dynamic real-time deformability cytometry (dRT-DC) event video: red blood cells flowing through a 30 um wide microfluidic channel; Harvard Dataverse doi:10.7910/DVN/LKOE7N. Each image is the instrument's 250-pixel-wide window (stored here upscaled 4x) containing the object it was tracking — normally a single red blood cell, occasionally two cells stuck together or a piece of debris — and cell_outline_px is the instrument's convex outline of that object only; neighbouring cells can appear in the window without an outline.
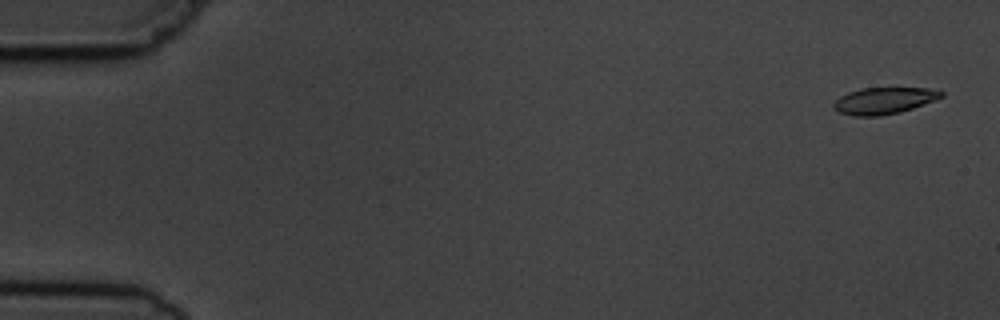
{"species": "common noctule bat (a hibernating species)", "species_latin": "Nyctalus noctula", "temperature_condition": "cold", "stored_images_in_passage": 6, "segment_of_instrument_passage": [1, 2], "camera_frame_rate_fps": 3000, "um_per_image_px": 0.085, "animal": {"sex": "male", "body_mass_g": 19.5, "forearm_length_mm": 54.6}, "frame": {"image": 1, "passage_image": 1, "time_ms": 0.0, "image_size_px": [1000, 320], "cell_outline_px": [[944, 96], [912, 108], [900, 112], [880, 116], [852, 116], [840, 112], [832, 104], [840, 96], [848, 92], [864, 88], [928, 88], [944, 92]], "centroid_in_image_um": [75.13, 8.56], "position_along_channel_um": 9.9, "area_um2": 16.47}}